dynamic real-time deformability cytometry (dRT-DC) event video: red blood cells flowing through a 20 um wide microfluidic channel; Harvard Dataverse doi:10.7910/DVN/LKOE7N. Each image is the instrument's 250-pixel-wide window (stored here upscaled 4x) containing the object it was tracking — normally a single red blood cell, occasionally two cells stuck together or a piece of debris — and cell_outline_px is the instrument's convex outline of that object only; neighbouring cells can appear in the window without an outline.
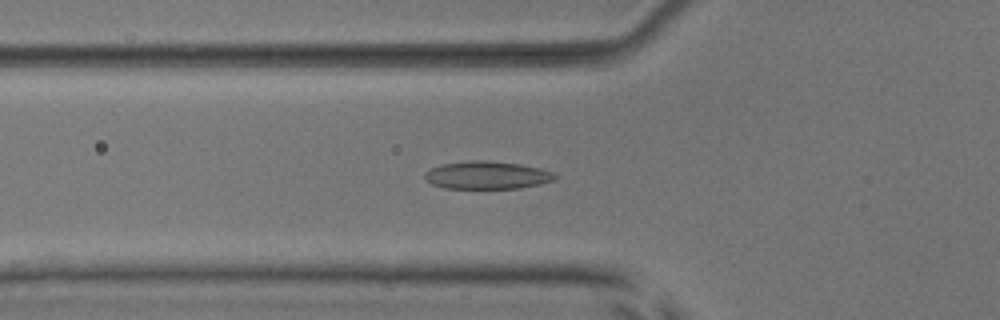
{"species": "common noctule bat (a hibernating species)", "species_latin": "Nyctalus noctula", "temperature_condition": "room temperature", "stored_images_in_passage": 52, "camera_frame_rate_fps": 3000, "um_per_image_px": 0.085, "animal": {"sex": "male", "body_mass_g": 17.9, "forearm_length_mm": 54.2}, "frame": {"image": 1, "passage_image": 18, "time_ms": 5.667, "image_size_px": [1000, 320], "cell_outline_px": [[556, 176], [552, 180], [540, 184], [520, 188], [444, 188], [432, 184], [424, 176], [424, 172], [440, 164], [468, 160], [488, 160], [520, 164], [540, 168], [552, 172]], "centroid_in_image_um": [41.37, 14.88], "position_along_channel_um": 84.4, "area_um2": 21.04}}
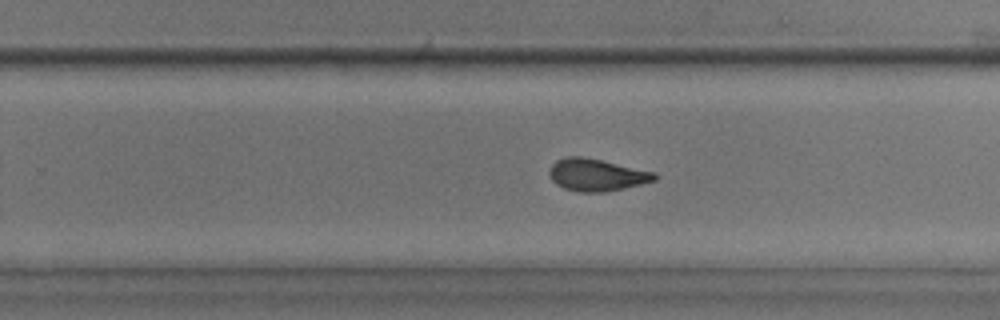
{"frame": {"image": 2, "passage_image": 33, "time_ms": 10.667, "image_size_px": [1000, 320], "cell_outline_px": [[656, 180], [640, 184], [604, 192], [576, 192], [564, 188], [556, 184], [552, 180], [548, 172], [552, 164], [556, 160], [564, 156], [584, 156], [656, 172]], "centroid_in_image_um": [50.67, 14.85], "position_along_channel_um": 279.1, "area_um2": 19.83}}
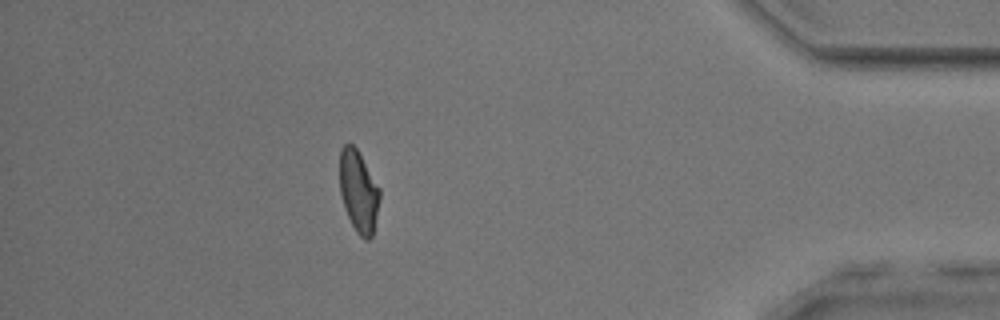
{"frame": {"image": 3, "passage_image": 46, "time_ms": 15.0, "image_size_px": [1000, 320], "cell_outline_px": [[380, 200], [372, 236], [368, 240], [364, 240], [356, 232], [344, 208], [340, 192], [340, 148], [344, 144], [352, 144], [356, 148], [380, 188]], "centroid_in_image_um": [30.48, 16.28], "position_along_channel_um": 404.7, "area_um2": 19.02}, "authors_computed_cell_mechanics": {"area_um2": 19.9988, "velocity_mm_per_s": 3.9003, "shape_relaxation_time_tau1_ms": 4.4701, "shape_relaxation_time_tau2_ms": 1.449, "deformation_change_tau1": 0.1393, "deformation_change_tau2": 0.0639}}